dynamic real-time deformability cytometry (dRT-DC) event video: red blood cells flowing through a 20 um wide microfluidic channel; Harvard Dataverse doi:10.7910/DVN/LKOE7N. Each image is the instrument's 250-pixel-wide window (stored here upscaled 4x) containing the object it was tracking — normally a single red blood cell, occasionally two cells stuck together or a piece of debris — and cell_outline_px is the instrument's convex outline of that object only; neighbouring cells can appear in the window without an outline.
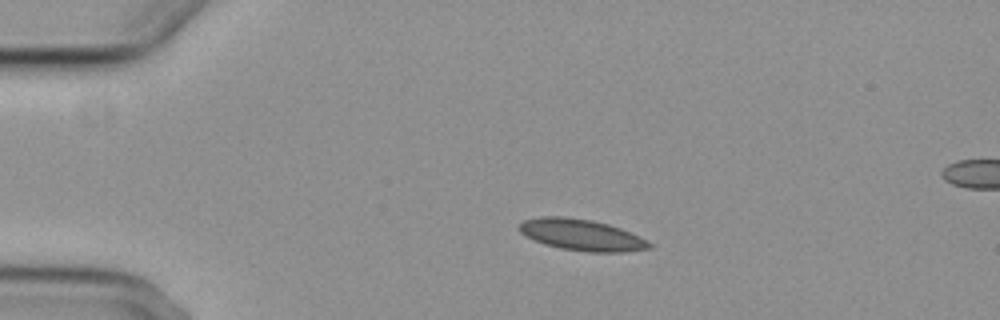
{"species": "common noctule bat (a hibernating species)", "species_latin": "Nyctalus noctula", "temperature_condition": "cold", "stored_images_in_passage": 8, "camera_frame_rate_fps": 3000, "um_per_image_px": 0.085, "animal": {"sex": "female", "body_mass_g": 29.2, "forearm_length_mm": 56.3}, "frame": {"image": 1, "passage_image": 3, "time_ms": 2.333, "image_size_px": [1000, 320], "cell_outline_px": [[652, 248], [624, 252], [588, 252], [560, 248], [544, 244], [520, 232], [516, 228], [524, 220], [540, 216], [564, 216], [592, 220], [608, 224], [620, 228], [648, 240], [652, 244]], "centroid_in_image_um": [49.44, 19.96], "position_along_channel_um": 35.6, "area_um2": 23.76}}
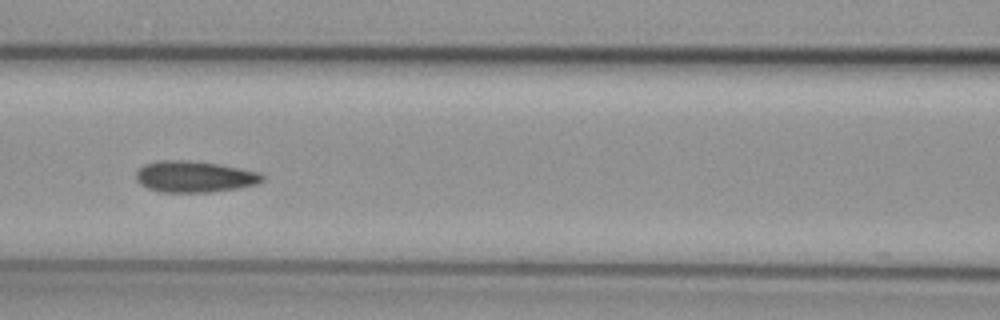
{"frame": {"image": 2, "passage_image": 6, "time_ms": 6.667, "image_size_px": [1000, 320], "cell_outline_px": [[264, 180], [256, 184], [240, 188], [208, 192], [160, 192], [148, 188], [140, 184], [136, 180], [136, 172], [144, 164], [160, 160], [184, 160], [220, 164], [260, 172], [264, 176]], "centroid_in_image_um": [16.54, 15.01], "position_along_channel_um": 150.1, "area_um2": 23.12}}
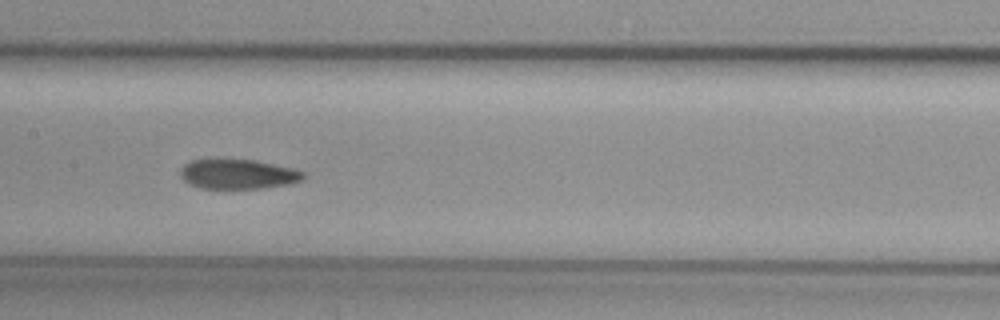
{"frame": {"image": 3, "passage_image": 7, "time_ms": 7.667, "image_size_px": [1000, 320], "cell_outline_px": [[304, 180], [288, 184], [260, 188], [200, 188], [188, 184], [180, 176], [180, 168], [188, 160], [256, 160], [292, 168], [304, 172]], "centroid_in_image_um": [20.2, 14.8], "position_along_channel_um": 187.2, "area_um2": 21.21}}